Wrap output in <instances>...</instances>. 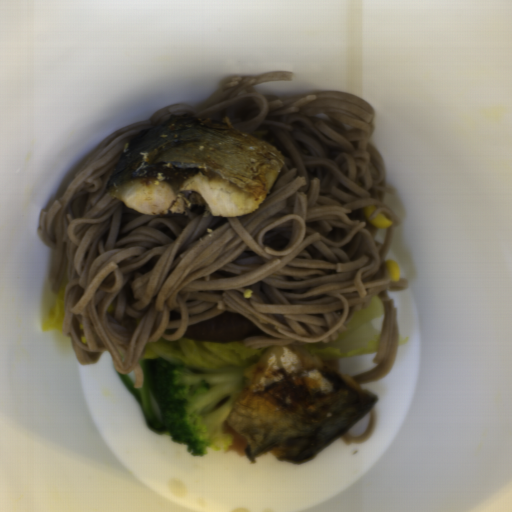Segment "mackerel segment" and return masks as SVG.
Masks as SVG:
<instances>
[{
    "mask_svg": "<svg viewBox=\"0 0 512 512\" xmlns=\"http://www.w3.org/2000/svg\"><path fill=\"white\" fill-rule=\"evenodd\" d=\"M379 397L299 347L277 345L245 370L225 423L247 439L244 456L309 459L349 431Z\"/></svg>",
    "mask_w": 512,
    "mask_h": 512,
    "instance_id": "mackerel-segment-2",
    "label": "mackerel segment"
},
{
    "mask_svg": "<svg viewBox=\"0 0 512 512\" xmlns=\"http://www.w3.org/2000/svg\"><path fill=\"white\" fill-rule=\"evenodd\" d=\"M285 165V154L229 118L175 114L123 148L107 187L140 214L238 217L263 203Z\"/></svg>",
    "mask_w": 512,
    "mask_h": 512,
    "instance_id": "mackerel-segment-1",
    "label": "mackerel segment"
}]
</instances>
